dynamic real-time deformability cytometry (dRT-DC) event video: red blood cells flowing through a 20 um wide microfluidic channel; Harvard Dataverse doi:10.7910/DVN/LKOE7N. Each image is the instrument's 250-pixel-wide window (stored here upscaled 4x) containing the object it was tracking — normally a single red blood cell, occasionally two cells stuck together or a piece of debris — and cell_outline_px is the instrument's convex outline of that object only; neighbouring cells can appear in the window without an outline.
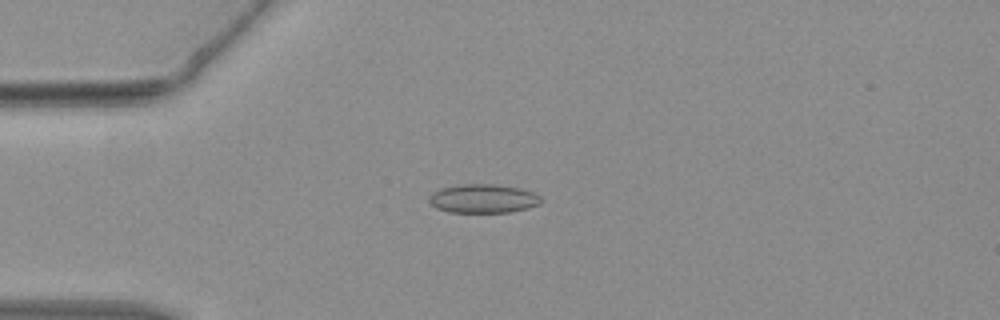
{"species": "common noctule bat (a hibernating species)", "species_latin": "Nyctalus noctula", "temperature_condition": "warm", "stored_images_in_passage": 45, "camera_frame_rate_fps": 3000, "um_per_image_px": 0.085, "animal": {"sex": "female", "body_mass_g": 19.3, "forearm_length_mm": 54.1}, "frame": {"image": 1, "passage_image": 12, "time_ms": 3.667, "image_size_px": [1000, 320], "cell_outline_px": [[544, 200], [540, 204], [528, 208], [512, 212], [448, 212], [436, 208], [428, 200], [428, 196], [432, 192], [440, 188], [460, 184], [492, 184], [520, 188], [536, 192]], "centroid_in_image_um": [41.09, 16.88], "position_along_channel_um": 43.9, "area_um2": 19.07}}
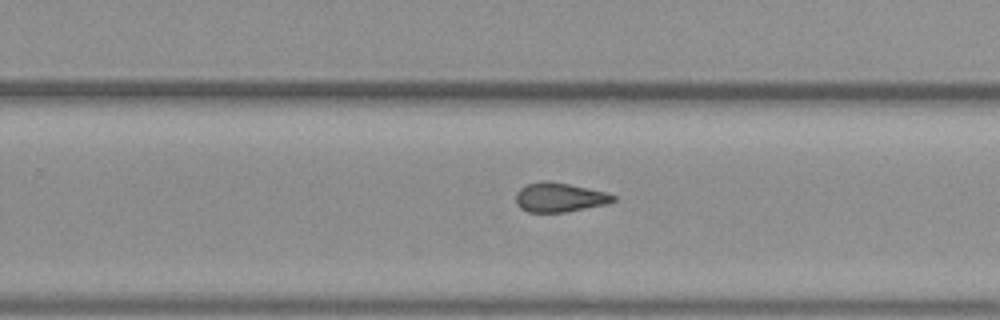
{"frame": {"image": 2, "passage_image": 29, "time_ms": 9.333, "image_size_px": [1000, 320], "cell_outline_px": [[616, 200], [608, 204], [564, 212], [528, 212], [520, 208], [516, 204], [516, 192], [520, 188], [528, 184], [540, 180], [544, 180], [568, 184], [608, 192], [616, 196]], "centroid_in_image_um": [47.56, 16.77], "position_along_channel_um": 282.2, "area_um2": 16.7}}
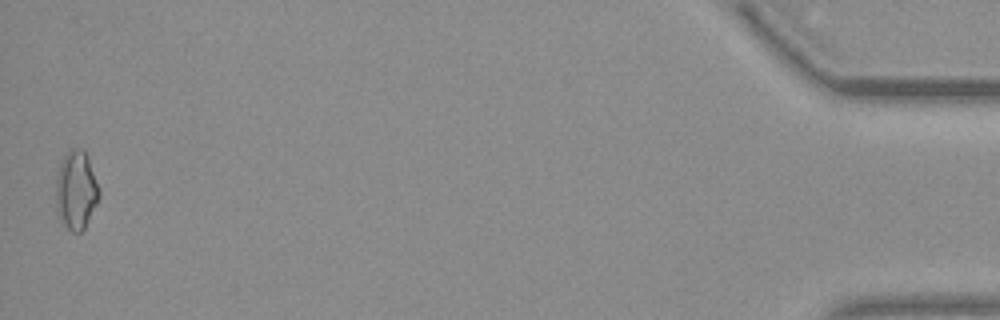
{"frame": {"image": 3, "passage_image": 45, "time_ms": 14.667, "image_size_px": [1000, 320], "cell_outline_px": [[100, 196], [84, 228], [80, 232], [72, 232], [56, 216], [56, 176], [60, 160], [68, 148], [84, 148], [88, 156], [100, 188]], "centroid_in_image_um": [6.45, 16.11], "position_along_channel_um": 428.7, "area_um2": 20.29}}